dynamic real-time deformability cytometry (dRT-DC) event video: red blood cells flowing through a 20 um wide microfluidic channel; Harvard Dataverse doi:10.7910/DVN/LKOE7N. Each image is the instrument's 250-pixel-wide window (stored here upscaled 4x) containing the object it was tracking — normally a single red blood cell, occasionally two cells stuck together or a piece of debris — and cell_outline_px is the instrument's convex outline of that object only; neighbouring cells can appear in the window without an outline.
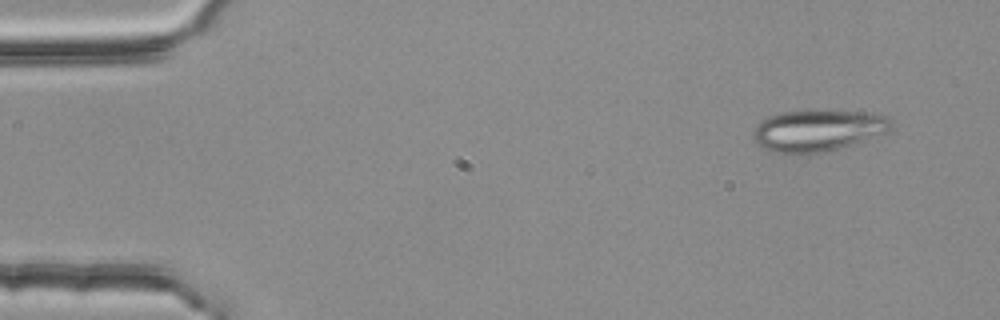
{"species": "common noctule bat (a hibernating species)", "species_latin": "Nyctalus noctula", "temperature_condition": "room temperature", "stored_images_in_passage": 3, "camera_frame_rate_fps": 3000, "um_per_image_px": 0.085, "animal": {"sex": "female", "body_mass_g": 25.1}, "frame": {"image": 1, "passage_image": 1, "time_ms": 0.0, "image_size_px": [1000, 320], "cell_outline_px": [[892, 124], [888, 132], [840, 148], [808, 156], [776, 152], [764, 148], [752, 136], [756, 124], [768, 116], [784, 112], [872, 112], [884, 116], [892, 120]], "centroid_in_image_um": [69.51, 11.13], "position_along_channel_um": 15.5, "area_um2": 33.06}}